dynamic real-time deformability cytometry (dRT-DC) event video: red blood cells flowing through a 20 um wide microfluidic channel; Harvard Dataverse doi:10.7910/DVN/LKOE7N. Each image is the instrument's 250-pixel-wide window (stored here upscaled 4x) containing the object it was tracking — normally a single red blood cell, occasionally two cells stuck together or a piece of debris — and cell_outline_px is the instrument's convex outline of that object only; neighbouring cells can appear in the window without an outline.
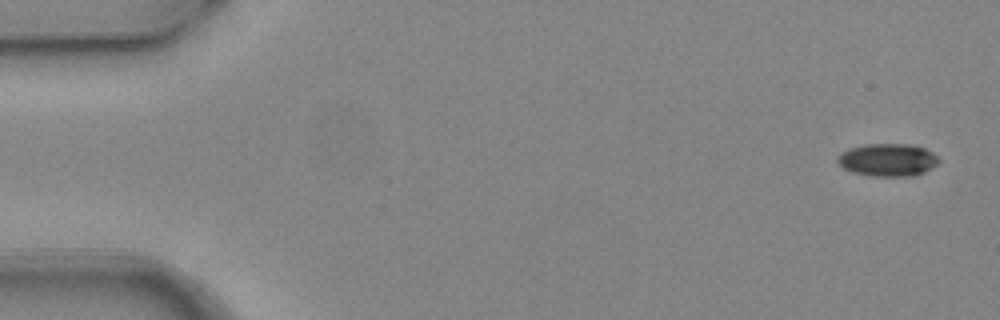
{"species": "common noctule bat (a hibernating species)", "species_latin": "Nyctalus noctula", "temperature_condition": "warm", "stored_images_in_passage": 5, "camera_frame_rate_fps": 3000, "um_per_image_px": 0.085, "animal": {"sex": "female", "body_mass_g": 24.6, "forearm_length_mm": 56.2}, "frame": {"image": 1, "passage_image": 1, "time_ms": 0.0, "image_size_px": [1000, 320], "cell_outline_px": [[940, 160], [932, 168], [916, 176], [872, 176], [852, 172], [844, 168], [836, 160], [836, 156], [840, 152], [848, 148], [864, 144], [912, 144], [924, 148], [932, 152]], "centroid_in_image_um": [75.43, 13.58], "position_along_channel_um": 9.6, "area_um2": 19.48}}
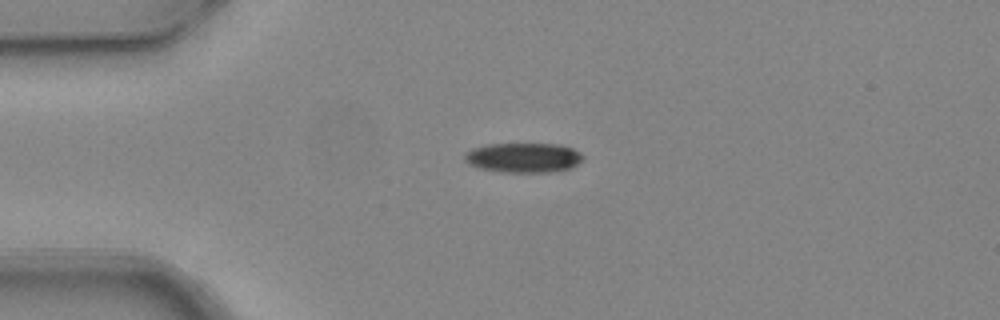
{"frame": {"image": 2, "passage_image": 4, "time_ms": 1.0, "image_size_px": [1000, 320], "cell_outline_px": [[584, 160], [572, 168], [556, 172], [500, 172], [480, 168], [468, 164], [464, 160], [464, 152], [472, 148], [488, 144], [560, 144], [572, 148], [580, 152], [584, 156]], "centroid_in_image_um": [44.51, 13.4], "position_along_channel_um": 40.5, "area_um2": 20.87}}